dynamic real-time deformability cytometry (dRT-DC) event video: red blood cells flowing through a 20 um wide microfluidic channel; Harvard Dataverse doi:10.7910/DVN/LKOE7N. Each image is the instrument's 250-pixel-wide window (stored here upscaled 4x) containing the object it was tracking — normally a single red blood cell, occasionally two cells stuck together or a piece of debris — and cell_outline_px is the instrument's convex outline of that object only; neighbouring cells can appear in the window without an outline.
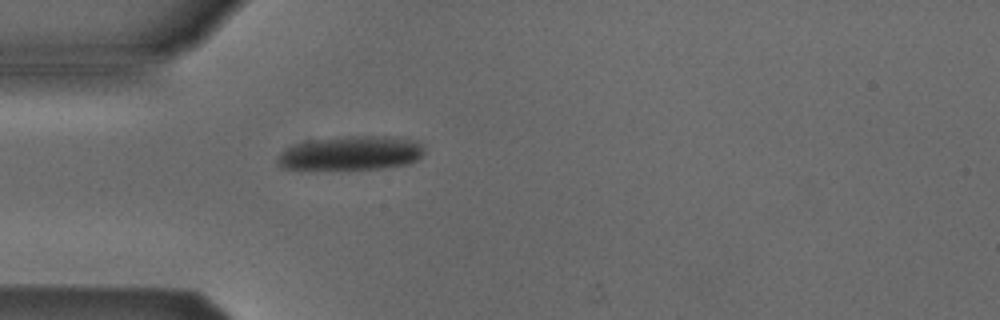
{"species": "Egyptian fruit bat (a non-hibernating species)", "species_latin": "Rousettus aegyptiacus", "temperature_condition": "cold", "stored_images_in_passage": 5, "camera_frame_rate_fps": 3000, "um_per_image_px": 0.085, "animal": {"sex": "male"}, "frame": {"image": 1, "passage_image": 5, "time_ms": 4.667, "image_size_px": [1000, 320], "cell_outline_px": [[424, 152], [416, 160], [408, 164], [384, 168], [308, 172], [300, 172], [280, 168], [276, 164], [276, 156], [284, 148], [296, 144], [312, 140], [352, 136], [384, 136], [412, 140], [420, 144], [424, 148]], "centroid_in_image_um": [29.67, 13.08], "position_along_channel_um": 55.3, "area_um2": 30.29}}